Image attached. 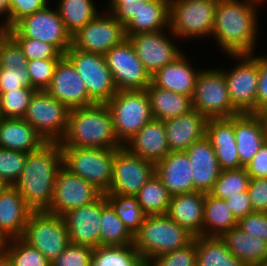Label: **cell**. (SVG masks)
<instances>
[{"label":"cell","instance_id":"cell-1","mask_svg":"<svg viewBox=\"0 0 267 266\" xmlns=\"http://www.w3.org/2000/svg\"><path fill=\"white\" fill-rule=\"evenodd\" d=\"M258 0H218L212 31L226 55L252 54L256 45Z\"/></svg>","mask_w":267,"mask_h":266},{"label":"cell","instance_id":"cell-2","mask_svg":"<svg viewBox=\"0 0 267 266\" xmlns=\"http://www.w3.org/2000/svg\"><path fill=\"white\" fill-rule=\"evenodd\" d=\"M62 167L59 142H46L29 152L23 171L13 185L33 212L48 211L54 195L55 174Z\"/></svg>","mask_w":267,"mask_h":266},{"label":"cell","instance_id":"cell-3","mask_svg":"<svg viewBox=\"0 0 267 266\" xmlns=\"http://www.w3.org/2000/svg\"><path fill=\"white\" fill-rule=\"evenodd\" d=\"M59 143L61 147L118 149L123 146L115 134L106 103L70 110L67 131Z\"/></svg>","mask_w":267,"mask_h":266},{"label":"cell","instance_id":"cell-4","mask_svg":"<svg viewBox=\"0 0 267 266\" xmlns=\"http://www.w3.org/2000/svg\"><path fill=\"white\" fill-rule=\"evenodd\" d=\"M194 238V234L166 214L150 215L144 218L140 230L134 235L133 244L148 264L159 255L186 247Z\"/></svg>","mask_w":267,"mask_h":266},{"label":"cell","instance_id":"cell-5","mask_svg":"<svg viewBox=\"0 0 267 266\" xmlns=\"http://www.w3.org/2000/svg\"><path fill=\"white\" fill-rule=\"evenodd\" d=\"M217 1L169 0V33L178 40L210 37L214 28Z\"/></svg>","mask_w":267,"mask_h":266},{"label":"cell","instance_id":"cell-6","mask_svg":"<svg viewBox=\"0 0 267 266\" xmlns=\"http://www.w3.org/2000/svg\"><path fill=\"white\" fill-rule=\"evenodd\" d=\"M61 151L62 166L69 172L85 179L103 194L109 191L115 149L61 147Z\"/></svg>","mask_w":267,"mask_h":266},{"label":"cell","instance_id":"cell-7","mask_svg":"<svg viewBox=\"0 0 267 266\" xmlns=\"http://www.w3.org/2000/svg\"><path fill=\"white\" fill-rule=\"evenodd\" d=\"M106 105L117 139L123 145L153 119L146 90L117 91Z\"/></svg>","mask_w":267,"mask_h":266},{"label":"cell","instance_id":"cell-8","mask_svg":"<svg viewBox=\"0 0 267 266\" xmlns=\"http://www.w3.org/2000/svg\"><path fill=\"white\" fill-rule=\"evenodd\" d=\"M192 107L206 118H229L239 114L230 101L224 73L218 68L198 73Z\"/></svg>","mask_w":267,"mask_h":266},{"label":"cell","instance_id":"cell-9","mask_svg":"<svg viewBox=\"0 0 267 266\" xmlns=\"http://www.w3.org/2000/svg\"><path fill=\"white\" fill-rule=\"evenodd\" d=\"M12 38H32L53 45L61 54L71 47V35L67 32L57 9L49 5L23 17L7 30Z\"/></svg>","mask_w":267,"mask_h":266},{"label":"cell","instance_id":"cell-10","mask_svg":"<svg viewBox=\"0 0 267 266\" xmlns=\"http://www.w3.org/2000/svg\"><path fill=\"white\" fill-rule=\"evenodd\" d=\"M22 239L52 262L69 244L64 218L47 211L29 215Z\"/></svg>","mask_w":267,"mask_h":266},{"label":"cell","instance_id":"cell-11","mask_svg":"<svg viewBox=\"0 0 267 266\" xmlns=\"http://www.w3.org/2000/svg\"><path fill=\"white\" fill-rule=\"evenodd\" d=\"M64 55L74 65L85 84L88 96L95 103H107L117 93L103 54L82 51L71 46Z\"/></svg>","mask_w":267,"mask_h":266},{"label":"cell","instance_id":"cell-12","mask_svg":"<svg viewBox=\"0 0 267 266\" xmlns=\"http://www.w3.org/2000/svg\"><path fill=\"white\" fill-rule=\"evenodd\" d=\"M70 110L46 90H36L23 119L46 142H60L67 131Z\"/></svg>","mask_w":267,"mask_h":266},{"label":"cell","instance_id":"cell-13","mask_svg":"<svg viewBox=\"0 0 267 266\" xmlns=\"http://www.w3.org/2000/svg\"><path fill=\"white\" fill-rule=\"evenodd\" d=\"M111 14L125 26L126 35L169 29V0L122 3Z\"/></svg>","mask_w":267,"mask_h":266},{"label":"cell","instance_id":"cell-14","mask_svg":"<svg viewBox=\"0 0 267 266\" xmlns=\"http://www.w3.org/2000/svg\"><path fill=\"white\" fill-rule=\"evenodd\" d=\"M104 56L118 91L146 90L152 83V76L128 38L112 47Z\"/></svg>","mask_w":267,"mask_h":266},{"label":"cell","instance_id":"cell-15","mask_svg":"<svg viewBox=\"0 0 267 266\" xmlns=\"http://www.w3.org/2000/svg\"><path fill=\"white\" fill-rule=\"evenodd\" d=\"M155 174V164L145 160L124 146L115 149L112 162V181L105 194L135 196Z\"/></svg>","mask_w":267,"mask_h":266},{"label":"cell","instance_id":"cell-16","mask_svg":"<svg viewBox=\"0 0 267 266\" xmlns=\"http://www.w3.org/2000/svg\"><path fill=\"white\" fill-rule=\"evenodd\" d=\"M240 61L224 73L229 98L239 113H256L258 63L249 54L228 55Z\"/></svg>","mask_w":267,"mask_h":266},{"label":"cell","instance_id":"cell-17","mask_svg":"<svg viewBox=\"0 0 267 266\" xmlns=\"http://www.w3.org/2000/svg\"><path fill=\"white\" fill-rule=\"evenodd\" d=\"M125 26L111 13H99L71 36V46L82 51L106 54L125 40Z\"/></svg>","mask_w":267,"mask_h":266},{"label":"cell","instance_id":"cell-18","mask_svg":"<svg viewBox=\"0 0 267 266\" xmlns=\"http://www.w3.org/2000/svg\"><path fill=\"white\" fill-rule=\"evenodd\" d=\"M52 202L47 212L64 216L68 211L96 201L103 193L62 166L55 174Z\"/></svg>","mask_w":267,"mask_h":266},{"label":"cell","instance_id":"cell-19","mask_svg":"<svg viewBox=\"0 0 267 266\" xmlns=\"http://www.w3.org/2000/svg\"><path fill=\"white\" fill-rule=\"evenodd\" d=\"M163 31L126 35L151 76L183 54Z\"/></svg>","mask_w":267,"mask_h":266},{"label":"cell","instance_id":"cell-20","mask_svg":"<svg viewBox=\"0 0 267 266\" xmlns=\"http://www.w3.org/2000/svg\"><path fill=\"white\" fill-rule=\"evenodd\" d=\"M46 91L69 110L95 104L88 96L85 84L74 65L65 55L59 59Z\"/></svg>","mask_w":267,"mask_h":266},{"label":"cell","instance_id":"cell-21","mask_svg":"<svg viewBox=\"0 0 267 266\" xmlns=\"http://www.w3.org/2000/svg\"><path fill=\"white\" fill-rule=\"evenodd\" d=\"M102 195L94 202L68 211L64 216L71 244L100 246Z\"/></svg>","mask_w":267,"mask_h":266},{"label":"cell","instance_id":"cell-22","mask_svg":"<svg viewBox=\"0 0 267 266\" xmlns=\"http://www.w3.org/2000/svg\"><path fill=\"white\" fill-rule=\"evenodd\" d=\"M27 63L19 44L6 32L0 39V93L31 87Z\"/></svg>","mask_w":267,"mask_h":266},{"label":"cell","instance_id":"cell-23","mask_svg":"<svg viewBox=\"0 0 267 266\" xmlns=\"http://www.w3.org/2000/svg\"><path fill=\"white\" fill-rule=\"evenodd\" d=\"M234 134L240 164L245 167L267 140V127L262 114L234 115Z\"/></svg>","mask_w":267,"mask_h":266},{"label":"cell","instance_id":"cell-24","mask_svg":"<svg viewBox=\"0 0 267 266\" xmlns=\"http://www.w3.org/2000/svg\"><path fill=\"white\" fill-rule=\"evenodd\" d=\"M131 153L157 164L171 151L164 121L152 119L123 145Z\"/></svg>","mask_w":267,"mask_h":266},{"label":"cell","instance_id":"cell-25","mask_svg":"<svg viewBox=\"0 0 267 266\" xmlns=\"http://www.w3.org/2000/svg\"><path fill=\"white\" fill-rule=\"evenodd\" d=\"M32 212L19 191L6 185L0 192V237L4 241L22 238Z\"/></svg>","mask_w":267,"mask_h":266},{"label":"cell","instance_id":"cell-26","mask_svg":"<svg viewBox=\"0 0 267 266\" xmlns=\"http://www.w3.org/2000/svg\"><path fill=\"white\" fill-rule=\"evenodd\" d=\"M209 139L221 170L239 169L243 166L237 152L234 134V116L229 118H210L206 126Z\"/></svg>","mask_w":267,"mask_h":266},{"label":"cell","instance_id":"cell-27","mask_svg":"<svg viewBox=\"0 0 267 266\" xmlns=\"http://www.w3.org/2000/svg\"><path fill=\"white\" fill-rule=\"evenodd\" d=\"M186 153L192 166L194 188L198 192L210 193L222 170L209 139L205 136L196 141Z\"/></svg>","mask_w":267,"mask_h":266},{"label":"cell","instance_id":"cell-28","mask_svg":"<svg viewBox=\"0 0 267 266\" xmlns=\"http://www.w3.org/2000/svg\"><path fill=\"white\" fill-rule=\"evenodd\" d=\"M155 173L171 196L196 191L186 151L170 152L155 164Z\"/></svg>","mask_w":267,"mask_h":266},{"label":"cell","instance_id":"cell-29","mask_svg":"<svg viewBox=\"0 0 267 266\" xmlns=\"http://www.w3.org/2000/svg\"><path fill=\"white\" fill-rule=\"evenodd\" d=\"M208 118L197 110L164 121L169 149L186 151L193 143L206 136Z\"/></svg>","mask_w":267,"mask_h":266},{"label":"cell","instance_id":"cell-30","mask_svg":"<svg viewBox=\"0 0 267 266\" xmlns=\"http://www.w3.org/2000/svg\"><path fill=\"white\" fill-rule=\"evenodd\" d=\"M205 193L193 191L171 196L166 215L195 236L203 235Z\"/></svg>","mask_w":267,"mask_h":266},{"label":"cell","instance_id":"cell-31","mask_svg":"<svg viewBox=\"0 0 267 266\" xmlns=\"http://www.w3.org/2000/svg\"><path fill=\"white\" fill-rule=\"evenodd\" d=\"M187 60L180 55L175 61L166 64L152 75V83L165 90L193 97L198 73Z\"/></svg>","mask_w":267,"mask_h":266},{"label":"cell","instance_id":"cell-32","mask_svg":"<svg viewBox=\"0 0 267 266\" xmlns=\"http://www.w3.org/2000/svg\"><path fill=\"white\" fill-rule=\"evenodd\" d=\"M44 143L45 139L23 118L0 120V148L29 153Z\"/></svg>","mask_w":267,"mask_h":266},{"label":"cell","instance_id":"cell-33","mask_svg":"<svg viewBox=\"0 0 267 266\" xmlns=\"http://www.w3.org/2000/svg\"><path fill=\"white\" fill-rule=\"evenodd\" d=\"M221 238L232 255L246 266H258L267 258V242L252 237L238 226L225 232Z\"/></svg>","mask_w":267,"mask_h":266},{"label":"cell","instance_id":"cell-34","mask_svg":"<svg viewBox=\"0 0 267 266\" xmlns=\"http://www.w3.org/2000/svg\"><path fill=\"white\" fill-rule=\"evenodd\" d=\"M146 91L154 119L166 121L193 110L191 96L158 88L153 83L147 87Z\"/></svg>","mask_w":267,"mask_h":266},{"label":"cell","instance_id":"cell-35","mask_svg":"<svg viewBox=\"0 0 267 266\" xmlns=\"http://www.w3.org/2000/svg\"><path fill=\"white\" fill-rule=\"evenodd\" d=\"M238 225V220L228 208L225 200L205 194L203 236L221 237Z\"/></svg>","mask_w":267,"mask_h":266},{"label":"cell","instance_id":"cell-36","mask_svg":"<svg viewBox=\"0 0 267 266\" xmlns=\"http://www.w3.org/2000/svg\"><path fill=\"white\" fill-rule=\"evenodd\" d=\"M196 266H246L228 250L221 237L196 236Z\"/></svg>","mask_w":267,"mask_h":266},{"label":"cell","instance_id":"cell-37","mask_svg":"<svg viewBox=\"0 0 267 266\" xmlns=\"http://www.w3.org/2000/svg\"><path fill=\"white\" fill-rule=\"evenodd\" d=\"M134 243V236L107 203L102 194L100 246H127Z\"/></svg>","mask_w":267,"mask_h":266},{"label":"cell","instance_id":"cell-38","mask_svg":"<svg viewBox=\"0 0 267 266\" xmlns=\"http://www.w3.org/2000/svg\"><path fill=\"white\" fill-rule=\"evenodd\" d=\"M94 0H60L56 7L63 20L67 32L72 36L88 22L92 21L99 12Z\"/></svg>","mask_w":267,"mask_h":266},{"label":"cell","instance_id":"cell-39","mask_svg":"<svg viewBox=\"0 0 267 266\" xmlns=\"http://www.w3.org/2000/svg\"><path fill=\"white\" fill-rule=\"evenodd\" d=\"M135 197L143 213L150 216L166 214L171 195L155 173L141 187Z\"/></svg>","mask_w":267,"mask_h":266},{"label":"cell","instance_id":"cell-40","mask_svg":"<svg viewBox=\"0 0 267 266\" xmlns=\"http://www.w3.org/2000/svg\"><path fill=\"white\" fill-rule=\"evenodd\" d=\"M91 266H147L134 244L93 248Z\"/></svg>","mask_w":267,"mask_h":266},{"label":"cell","instance_id":"cell-41","mask_svg":"<svg viewBox=\"0 0 267 266\" xmlns=\"http://www.w3.org/2000/svg\"><path fill=\"white\" fill-rule=\"evenodd\" d=\"M107 203L124 223L128 231L134 236L143 224L146 215L135 196L105 194Z\"/></svg>","mask_w":267,"mask_h":266},{"label":"cell","instance_id":"cell-42","mask_svg":"<svg viewBox=\"0 0 267 266\" xmlns=\"http://www.w3.org/2000/svg\"><path fill=\"white\" fill-rule=\"evenodd\" d=\"M3 257L11 266H51V262L22 238L6 240Z\"/></svg>","mask_w":267,"mask_h":266},{"label":"cell","instance_id":"cell-43","mask_svg":"<svg viewBox=\"0 0 267 266\" xmlns=\"http://www.w3.org/2000/svg\"><path fill=\"white\" fill-rule=\"evenodd\" d=\"M250 176L245 167L239 169L222 170L210 192L216 198L227 199L238 195V192L248 190Z\"/></svg>","mask_w":267,"mask_h":266},{"label":"cell","instance_id":"cell-44","mask_svg":"<svg viewBox=\"0 0 267 266\" xmlns=\"http://www.w3.org/2000/svg\"><path fill=\"white\" fill-rule=\"evenodd\" d=\"M36 89L23 87L0 93V114L2 118H23Z\"/></svg>","mask_w":267,"mask_h":266},{"label":"cell","instance_id":"cell-45","mask_svg":"<svg viewBox=\"0 0 267 266\" xmlns=\"http://www.w3.org/2000/svg\"><path fill=\"white\" fill-rule=\"evenodd\" d=\"M28 153L0 148V179L14 185L19 179Z\"/></svg>","mask_w":267,"mask_h":266},{"label":"cell","instance_id":"cell-46","mask_svg":"<svg viewBox=\"0 0 267 266\" xmlns=\"http://www.w3.org/2000/svg\"><path fill=\"white\" fill-rule=\"evenodd\" d=\"M59 59H35L28 61L27 71L30 75L31 88L46 90L53 78Z\"/></svg>","mask_w":267,"mask_h":266},{"label":"cell","instance_id":"cell-47","mask_svg":"<svg viewBox=\"0 0 267 266\" xmlns=\"http://www.w3.org/2000/svg\"><path fill=\"white\" fill-rule=\"evenodd\" d=\"M147 266H196V236L191 244L159 255L153 258Z\"/></svg>","mask_w":267,"mask_h":266},{"label":"cell","instance_id":"cell-48","mask_svg":"<svg viewBox=\"0 0 267 266\" xmlns=\"http://www.w3.org/2000/svg\"><path fill=\"white\" fill-rule=\"evenodd\" d=\"M93 248L69 244L52 262L51 266H91Z\"/></svg>","mask_w":267,"mask_h":266},{"label":"cell","instance_id":"cell-49","mask_svg":"<svg viewBox=\"0 0 267 266\" xmlns=\"http://www.w3.org/2000/svg\"><path fill=\"white\" fill-rule=\"evenodd\" d=\"M22 49L28 61L35 59H60L61 54L53 45L32 38H13Z\"/></svg>","mask_w":267,"mask_h":266},{"label":"cell","instance_id":"cell-50","mask_svg":"<svg viewBox=\"0 0 267 266\" xmlns=\"http://www.w3.org/2000/svg\"><path fill=\"white\" fill-rule=\"evenodd\" d=\"M48 0H8V29L12 28L23 17L45 8Z\"/></svg>","mask_w":267,"mask_h":266},{"label":"cell","instance_id":"cell-51","mask_svg":"<svg viewBox=\"0 0 267 266\" xmlns=\"http://www.w3.org/2000/svg\"><path fill=\"white\" fill-rule=\"evenodd\" d=\"M237 226L252 237L267 242V212L253 211L246 217L240 218Z\"/></svg>","mask_w":267,"mask_h":266},{"label":"cell","instance_id":"cell-52","mask_svg":"<svg viewBox=\"0 0 267 266\" xmlns=\"http://www.w3.org/2000/svg\"><path fill=\"white\" fill-rule=\"evenodd\" d=\"M249 55L258 63L256 113L262 114L267 110V55L253 56V53Z\"/></svg>","mask_w":267,"mask_h":266},{"label":"cell","instance_id":"cell-53","mask_svg":"<svg viewBox=\"0 0 267 266\" xmlns=\"http://www.w3.org/2000/svg\"><path fill=\"white\" fill-rule=\"evenodd\" d=\"M247 191L253 211L267 212V178H250Z\"/></svg>","mask_w":267,"mask_h":266},{"label":"cell","instance_id":"cell-54","mask_svg":"<svg viewBox=\"0 0 267 266\" xmlns=\"http://www.w3.org/2000/svg\"><path fill=\"white\" fill-rule=\"evenodd\" d=\"M225 202L237 220L253 212L248 191L238 192V195L230 196Z\"/></svg>","mask_w":267,"mask_h":266},{"label":"cell","instance_id":"cell-55","mask_svg":"<svg viewBox=\"0 0 267 266\" xmlns=\"http://www.w3.org/2000/svg\"><path fill=\"white\" fill-rule=\"evenodd\" d=\"M245 169L250 178H267V140Z\"/></svg>","mask_w":267,"mask_h":266},{"label":"cell","instance_id":"cell-56","mask_svg":"<svg viewBox=\"0 0 267 266\" xmlns=\"http://www.w3.org/2000/svg\"><path fill=\"white\" fill-rule=\"evenodd\" d=\"M5 16L2 22V26L8 30V15H9V4L8 0H0V15Z\"/></svg>","mask_w":267,"mask_h":266},{"label":"cell","instance_id":"cell-57","mask_svg":"<svg viewBox=\"0 0 267 266\" xmlns=\"http://www.w3.org/2000/svg\"><path fill=\"white\" fill-rule=\"evenodd\" d=\"M135 1L136 0H110L108 3L109 6H108L107 12L111 13L119 4L127 3V2L131 3V2H135Z\"/></svg>","mask_w":267,"mask_h":266},{"label":"cell","instance_id":"cell-58","mask_svg":"<svg viewBox=\"0 0 267 266\" xmlns=\"http://www.w3.org/2000/svg\"><path fill=\"white\" fill-rule=\"evenodd\" d=\"M4 243L5 241L0 237V260L3 258L4 254Z\"/></svg>","mask_w":267,"mask_h":266},{"label":"cell","instance_id":"cell-59","mask_svg":"<svg viewBox=\"0 0 267 266\" xmlns=\"http://www.w3.org/2000/svg\"><path fill=\"white\" fill-rule=\"evenodd\" d=\"M0 266H11V264L3 257L0 260Z\"/></svg>","mask_w":267,"mask_h":266},{"label":"cell","instance_id":"cell-60","mask_svg":"<svg viewBox=\"0 0 267 266\" xmlns=\"http://www.w3.org/2000/svg\"><path fill=\"white\" fill-rule=\"evenodd\" d=\"M7 32V30L1 25L0 22V39L2 38V36Z\"/></svg>","mask_w":267,"mask_h":266},{"label":"cell","instance_id":"cell-61","mask_svg":"<svg viewBox=\"0 0 267 266\" xmlns=\"http://www.w3.org/2000/svg\"><path fill=\"white\" fill-rule=\"evenodd\" d=\"M6 187V184L0 179V192Z\"/></svg>","mask_w":267,"mask_h":266},{"label":"cell","instance_id":"cell-62","mask_svg":"<svg viewBox=\"0 0 267 266\" xmlns=\"http://www.w3.org/2000/svg\"><path fill=\"white\" fill-rule=\"evenodd\" d=\"M262 115H263V117H264V119H265L266 127H267V110L264 111V112L262 113Z\"/></svg>","mask_w":267,"mask_h":266},{"label":"cell","instance_id":"cell-63","mask_svg":"<svg viewBox=\"0 0 267 266\" xmlns=\"http://www.w3.org/2000/svg\"><path fill=\"white\" fill-rule=\"evenodd\" d=\"M258 266H267V258L262 261Z\"/></svg>","mask_w":267,"mask_h":266}]
</instances>
